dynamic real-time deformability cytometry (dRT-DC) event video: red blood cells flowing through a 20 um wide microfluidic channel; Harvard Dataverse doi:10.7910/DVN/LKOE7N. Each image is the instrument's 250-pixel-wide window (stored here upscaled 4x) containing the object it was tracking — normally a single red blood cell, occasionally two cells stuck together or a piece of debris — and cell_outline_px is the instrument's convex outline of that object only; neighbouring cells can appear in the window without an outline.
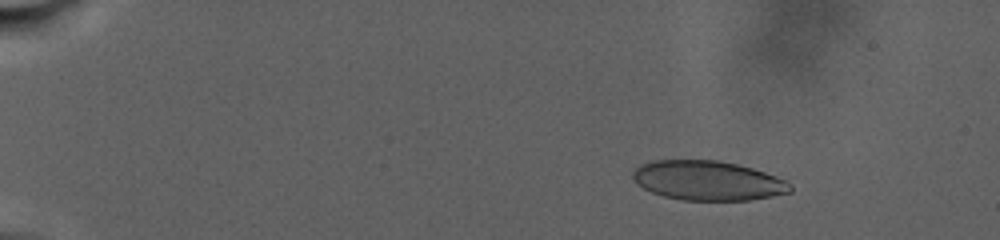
{"species": "human", "species_latin": "Homo sapiens", "temperature_condition": "warm", "stored_images_in_passage": 63, "camera_frame_rate_fps": 3000, "um_per_image_px": 0.085, "donor": {"sex": "male"}, "frame": {"image": 1, "passage_image": 7, "time_ms": 4.667, "image_size_px": [1000, 240], "cell_outline_px": [[792, 192], [752, 200], [684, 200], [664, 196], [652, 192], [636, 184], [632, 176], [632, 172], [640, 164], [656, 160], [716, 160], [736, 164], [752, 168], [776, 176], [792, 184]], "centroid_in_image_um": [60.16, 15.35], "position_along_channel_um": 24.8, "area_um2": 36.24}}
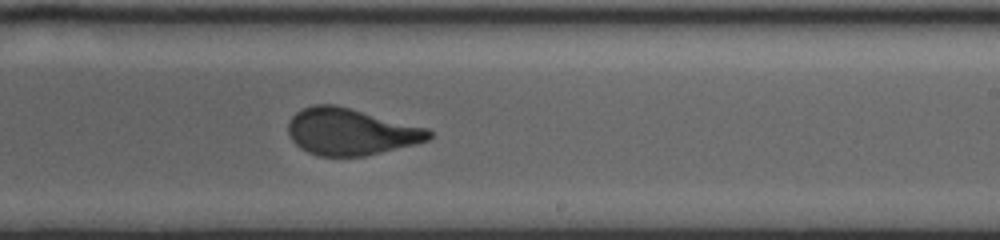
{"frame": {"image": 2, "passage_image": 30, "time_ms": 20.0, "image_size_px": [1000, 240], "cell_outline_px": [[432, 136], [428, 140], [416, 144], [364, 156], [320, 156], [308, 152], [300, 148], [292, 140], [288, 132], [288, 124], [292, 116], [296, 112], [304, 108], [316, 104], [336, 104], [428, 128], [432, 132]], "centroid_in_image_um": [29.81, 11.19], "position_along_channel_um": 259.2, "area_um2": 38.32}}
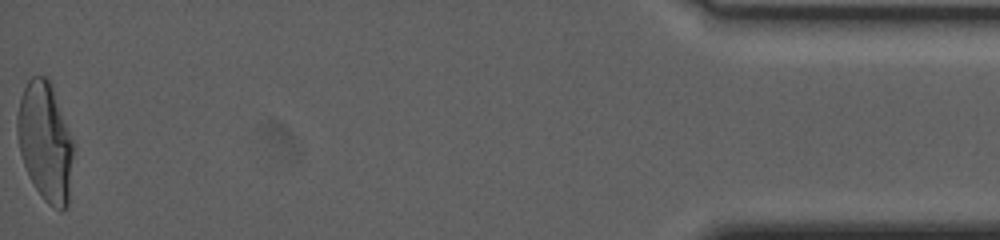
{"frame": {"image": 3, "passage_image": 63, "time_ms": 30.667, "image_size_px": [1000, 240], "cell_outline_px": [[72, 156], [68, 204], [60, 212], [48, 204], [44, 200], [36, 188], [24, 164], [20, 152], [16, 132], [16, 116], [20, 96], [28, 80], [32, 76], [48, 76], [52, 84], [72, 136]], "centroid_in_image_um": [3.83, 11.99], "position_along_channel_um": 431.4, "area_um2": 38.84}}